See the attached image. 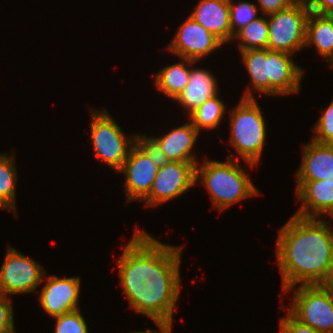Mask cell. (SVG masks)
Wrapping results in <instances>:
<instances>
[{
    "mask_svg": "<svg viewBox=\"0 0 333 333\" xmlns=\"http://www.w3.org/2000/svg\"><path fill=\"white\" fill-rule=\"evenodd\" d=\"M0 208L4 210H11L1 199H0Z\"/></svg>",
    "mask_w": 333,
    "mask_h": 333,
    "instance_id": "obj_33",
    "label": "cell"
},
{
    "mask_svg": "<svg viewBox=\"0 0 333 333\" xmlns=\"http://www.w3.org/2000/svg\"><path fill=\"white\" fill-rule=\"evenodd\" d=\"M259 5V10H261V14H265V16L278 12L290 4L293 3L292 0H257Z\"/></svg>",
    "mask_w": 333,
    "mask_h": 333,
    "instance_id": "obj_30",
    "label": "cell"
},
{
    "mask_svg": "<svg viewBox=\"0 0 333 333\" xmlns=\"http://www.w3.org/2000/svg\"><path fill=\"white\" fill-rule=\"evenodd\" d=\"M293 2H303V3H308L310 0H292Z\"/></svg>",
    "mask_w": 333,
    "mask_h": 333,
    "instance_id": "obj_34",
    "label": "cell"
},
{
    "mask_svg": "<svg viewBox=\"0 0 333 333\" xmlns=\"http://www.w3.org/2000/svg\"><path fill=\"white\" fill-rule=\"evenodd\" d=\"M159 167L135 143L118 173L125 175L126 203L142 201L150 192Z\"/></svg>",
    "mask_w": 333,
    "mask_h": 333,
    "instance_id": "obj_12",
    "label": "cell"
},
{
    "mask_svg": "<svg viewBox=\"0 0 333 333\" xmlns=\"http://www.w3.org/2000/svg\"><path fill=\"white\" fill-rule=\"evenodd\" d=\"M182 249L136 227L117 261L120 285L130 308L151 320L173 322L181 292Z\"/></svg>",
    "mask_w": 333,
    "mask_h": 333,
    "instance_id": "obj_1",
    "label": "cell"
},
{
    "mask_svg": "<svg viewBox=\"0 0 333 333\" xmlns=\"http://www.w3.org/2000/svg\"><path fill=\"white\" fill-rule=\"evenodd\" d=\"M238 3L229 0L231 40L241 28L259 17L257 16L259 8L256 4L245 0H239Z\"/></svg>",
    "mask_w": 333,
    "mask_h": 333,
    "instance_id": "obj_24",
    "label": "cell"
},
{
    "mask_svg": "<svg viewBox=\"0 0 333 333\" xmlns=\"http://www.w3.org/2000/svg\"><path fill=\"white\" fill-rule=\"evenodd\" d=\"M297 287V288H296ZM288 312L300 323L319 332L333 333V285H298Z\"/></svg>",
    "mask_w": 333,
    "mask_h": 333,
    "instance_id": "obj_6",
    "label": "cell"
},
{
    "mask_svg": "<svg viewBox=\"0 0 333 333\" xmlns=\"http://www.w3.org/2000/svg\"><path fill=\"white\" fill-rule=\"evenodd\" d=\"M231 157V154L228 155L229 159L226 162L206 159L202 164L195 166V184L201 178L213 206L220 211L260 194L244 169L240 167L237 162L239 159Z\"/></svg>",
    "mask_w": 333,
    "mask_h": 333,
    "instance_id": "obj_4",
    "label": "cell"
},
{
    "mask_svg": "<svg viewBox=\"0 0 333 333\" xmlns=\"http://www.w3.org/2000/svg\"><path fill=\"white\" fill-rule=\"evenodd\" d=\"M197 61L191 60V74L187 86L174 100L187 110L188 116L204 101L218 94V81L207 69L194 68Z\"/></svg>",
    "mask_w": 333,
    "mask_h": 333,
    "instance_id": "obj_17",
    "label": "cell"
},
{
    "mask_svg": "<svg viewBox=\"0 0 333 333\" xmlns=\"http://www.w3.org/2000/svg\"><path fill=\"white\" fill-rule=\"evenodd\" d=\"M280 333H323L318 330L300 323L289 312L286 317L279 320Z\"/></svg>",
    "mask_w": 333,
    "mask_h": 333,
    "instance_id": "obj_29",
    "label": "cell"
},
{
    "mask_svg": "<svg viewBox=\"0 0 333 333\" xmlns=\"http://www.w3.org/2000/svg\"><path fill=\"white\" fill-rule=\"evenodd\" d=\"M181 59V62L161 68L156 73L154 80L156 88L173 101L187 86L191 74V60Z\"/></svg>",
    "mask_w": 333,
    "mask_h": 333,
    "instance_id": "obj_20",
    "label": "cell"
},
{
    "mask_svg": "<svg viewBox=\"0 0 333 333\" xmlns=\"http://www.w3.org/2000/svg\"><path fill=\"white\" fill-rule=\"evenodd\" d=\"M268 37V19L263 15L241 28L233 39L239 40V51H245L267 49Z\"/></svg>",
    "mask_w": 333,
    "mask_h": 333,
    "instance_id": "obj_22",
    "label": "cell"
},
{
    "mask_svg": "<svg viewBox=\"0 0 333 333\" xmlns=\"http://www.w3.org/2000/svg\"><path fill=\"white\" fill-rule=\"evenodd\" d=\"M200 133L190 121L173 128L163 136L153 137L158 141L169 161L189 162L196 166L199 161L195 158L196 154L191 153Z\"/></svg>",
    "mask_w": 333,
    "mask_h": 333,
    "instance_id": "obj_18",
    "label": "cell"
},
{
    "mask_svg": "<svg viewBox=\"0 0 333 333\" xmlns=\"http://www.w3.org/2000/svg\"><path fill=\"white\" fill-rule=\"evenodd\" d=\"M53 318L56 321L54 333H89L80 309Z\"/></svg>",
    "mask_w": 333,
    "mask_h": 333,
    "instance_id": "obj_25",
    "label": "cell"
},
{
    "mask_svg": "<svg viewBox=\"0 0 333 333\" xmlns=\"http://www.w3.org/2000/svg\"><path fill=\"white\" fill-rule=\"evenodd\" d=\"M312 140L321 144L333 145V100L328 107L324 109L315 126H313Z\"/></svg>",
    "mask_w": 333,
    "mask_h": 333,
    "instance_id": "obj_26",
    "label": "cell"
},
{
    "mask_svg": "<svg viewBox=\"0 0 333 333\" xmlns=\"http://www.w3.org/2000/svg\"><path fill=\"white\" fill-rule=\"evenodd\" d=\"M45 274L46 270L39 262L9 246L0 269V294L10 296L34 292L44 281Z\"/></svg>",
    "mask_w": 333,
    "mask_h": 333,
    "instance_id": "obj_9",
    "label": "cell"
},
{
    "mask_svg": "<svg viewBox=\"0 0 333 333\" xmlns=\"http://www.w3.org/2000/svg\"><path fill=\"white\" fill-rule=\"evenodd\" d=\"M309 13L307 3L293 2L288 7L267 15L269 29L267 49L290 54L303 49Z\"/></svg>",
    "mask_w": 333,
    "mask_h": 333,
    "instance_id": "obj_8",
    "label": "cell"
},
{
    "mask_svg": "<svg viewBox=\"0 0 333 333\" xmlns=\"http://www.w3.org/2000/svg\"><path fill=\"white\" fill-rule=\"evenodd\" d=\"M230 111L229 143L236 156L253 168L259 163L266 144V121L262 110L255 98H241Z\"/></svg>",
    "mask_w": 333,
    "mask_h": 333,
    "instance_id": "obj_5",
    "label": "cell"
},
{
    "mask_svg": "<svg viewBox=\"0 0 333 333\" xmlns=\"http://www.w3.org/2000/svg\"><path fill=\"white\" fill-rule=\"evenodd\" d=\"M195 166L189 162L169 161L158 169L145 206H158L178 198L195 186Z\"/></svg>",
    "mask_w": 333,
    "mask_h": 333,
    "instance_id": "obj_10",
    "label": "cell"
},
{
    "mask_svg": "<svg viewBox=\"0 0 333 333\" xmlns=\"http://www.w3.org/2000/svg\"><path fill=\"white\" fill-rule=\"evenodd\" d=\"M222 45L224 44L217 37L189 15L179 26L167 49L180 59L198 62Z\"/></svg>",
    "mask_w": 333,
    "mask_h": 333,
    "instance_id": "obj_11",
    "label": "cell"
},
{
    "mask_svg": "<svg viewBox=\"0 0 333 333\" xmlns=\"http://www.w3.org/2000/svg\"><path fill=\"white\" fill-rule=\"evenodd\" d=\"M296 184V198L302 202V206L294 215L304 218H321L324 215L325 218H333V178L297 181Z\"/></svg>",
    "mask_w": 333,
    "mask_h": 333,
    "instance_id": "obj_14",
    "label": "cell"
},
{
    "mask_svg": "<svg viewBox=\"0 0 333 333\" xmlns=\"http://www.w3.org/2000/svg\"><path fill=\"white\" fill-rule=\"evenodd\" d=\"M153 322L159 327V331L147 329L146 331H132L131 333H172L173 322L166 320H153Z\"/></svg>",
    "mask_w": 333,
    "mask_h": 333,
    "instance_id": "obj_32",
    "label": "cell"
},
{
    "mask_svg": "<svg viewBox=\"0 0 333 333\" xmlns=\"http://www.w3.org/2000/svg\"><path fill=\"white\" fill-rule=\"evenodd\" d=\"M309 45L315 46L317 53L333 67V20L329 15L309 13L305 48Z\"/></svg>",
    "mask_w": 333,
    "mask_h": 333,
    "instance_id": "obj_19",
    "label": "cell"
},
{
    "mask_svg": "<svg viewBox=\"0 0 333 333\" xmlns=\"http://www.w3.org/2000/svg\"><path fill=\"white\" fill-rule=\"evenodd\" d=\"M240 53L252 86L247 87L242 98H255L253 91L268 96H286L300 90L304 70L296 65L292 54L269 49L245 50Z\"/></svg>",
    "mask_w": 333,
    "mask_h": 333,
    "instance_id": "obj_3",
    "label": "cell"
},
{
    "mask_svg": "<svg viewBox=\"0 0 333 333\" xmlns=\"http://www.w3.org/2000/svg\"><path fill=\"white\" fill-rule=\"evenodd\" d=\"M224 102L219 99L218 94L204 101L195 111L189 115L192 125L200 130H213L220 125L226 112Z\"/></svg>",
    "mask_w": 333,
    "mask_h": 333,
    "instance_id": "obj_21",
    "label": "cell"
},
{
    "mask_svg": "<svg viewBox=\"0 0 333 333\" xmlns=\"http://www.w3.org/2000/svg\"><path fill=\"white\" fill-rule=\"evenodd\" d=\"M10 296L0 294V333H15L14 312Z\"/></svg>",
    "mask_w": 333,
    "mask_h": 333,
    "instance_id": "obj_28",
    "label": "cell"
},
{
    "mask_svg": "<svg viewBox=\"0 0 333 333\" xmlns=\"http://www.w3.org/2000/svg\"><path fill=\"white\" fill-rule=\"evenodd\" d=\"M302 162L296 171V181H317L333 178V145L311 139L303 145Z\"/></svg>",
    "mask_w": 333,
    "mask_h": 333,
    "instance_id": "obj_15",
    "label": "cell"
},
{
    "mask_svg": "<svg viewBox=\"0 0 333 333\" xmlns=\"http://www.w3.org/2000/svg\"><path fill=\"white\" fill-rule=\"evenodd\" d=\"M43 289L39 293V302L45 312L51 317L80 309L81 280L78 276L59 278L50 275L46 278Z\"/></svg>",
    "mask_w": 333,
    "mask_h": 333,
    "instance_id": "obj_13",
    "label": "cell"
},
{
    "mask_svg": "<svg viewBox=\"0 0 333 333\" xmlns=\"http://www.w3.org/2000/svg\"><path fill=\"white\" fill-rule=\"evenodd\" d=\"M135 143L152 159L157 167H162L169 162L160 144L153 136L135 135Z\"/></svg>",
    "mask_w": 333,
    "mask_h": 333,
    "instance_id": "obj_27",
    "label": "cell"
},
{
    "mask_svg": "<svg viewBox=\"0 0 333 333\" xmlns=\"http://www.w3.org/2000/svg\"><path fill=\"white\" fill-rule=\"evenodd\" d=\"M323 219L293 215L279 229L276 263L283 291L297 284H332L333 231Z\"/></svg>",
    "mask_w": 333,
    "mask_h": 333,
    "instance_id": "obj_2",
    "label": "cell"
},
{
    "mask_svg": "<svg viewBox=\"0 0 333 333\" xmlns=\"http://www.w3.org/2000/svg\"><path fill=\"white\" fill-rule=\"evenodd\" d=\"M190 16L224 45L231 41L229 0H200Z\"/></svg>",
    "mask_w": 333,
    "mask_h": 333,
    "instance_id": "obj_16",
    "label": "cell"
},
{
    "mask_svg": "<svg viewBox=\"0 0 333 333\" xmlns=\"http://www.w3.org/2000/svg\"><path fill=\"white\" fill-rule=\"evenodd\" d=\"M92 110L90 131L95 156L118 172L135 144V135L128 137L107 110Z\"/></svg>",
    "mask_w": 333,
    "mask_h": 333,
    "instance_id": "obj_7",
    "label": "cell"
},
{
    "mask_svg": "<svg viewBox=\"0 0 333 333\" xmlns=\"http://www.w3.org/2000/svg\"><path fill=\"white\" fill-rule=\"evenodd\" d=\"M309 11L320 15H329L333 11V0H310Z\"/></svg>",
    "mask_w": 333,
    "mask_h": 333,
    "instance_id": "obj_31",
    "label": "cell"
},
{
    "mask_svg": "<svg viewBox=\"0 0 333 333\" xmlns=\"http://www.w3.org/2000/svg\"><path fill=\"white\" fill-rule=\"evenodd\" d=\"M329 16L333 20V11L329 14Z\"/></svg>",
    "mask_w": 333,
    "mask_h": 333,
    "instance_id": "obj_35",
    "label": "cell"
},
{
    "mask_svg": "<svg viewBox=\"0 0 333 333\" xmlns=\"http://www.w3.org/2000/svg\"><path fill=\"white\" fill-rule=\"evenodd\" d=\"M14 153L0 154V199L17 215L16 183L18 180Z\"/></svg>",
    "mask_w": 333,
    "mask_h": 333,
    "instance_id": "obj_23",
    "label": "cell"
}]
</instances>
